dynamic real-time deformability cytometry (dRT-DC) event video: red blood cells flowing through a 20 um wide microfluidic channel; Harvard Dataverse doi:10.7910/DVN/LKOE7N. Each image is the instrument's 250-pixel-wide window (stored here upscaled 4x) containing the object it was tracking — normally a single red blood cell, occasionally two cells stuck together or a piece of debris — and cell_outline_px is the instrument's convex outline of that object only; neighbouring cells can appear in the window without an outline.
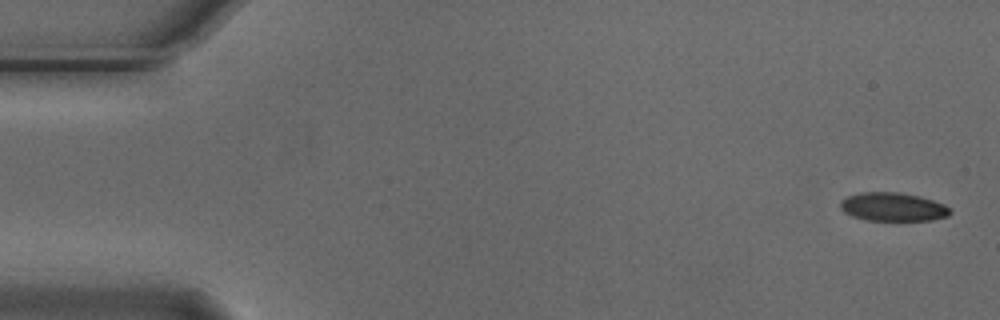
{"species": "Egyptian fruit bat (a non-hibernating species)", "species_latin": "Rousettus aegyptiacus", "temperature_condition": "cold", "stored_images_in_passage": 5, "camera_frame_rate_fps": 3000, "um_per_image_px": 0.085, "animal": {"sex": "male"}, "frame": {"image": 1, "passage_image": 1, "time_ms": 0.0, "image_size_px": [1000, 320], "cell_outline_px": [[952, 212], [948, 216], [932, 220], [864, 220], [852, 216], [844, 212], [840, 208], [840, 200], [848, 196], [860, 192], [896, 192], [920, 196], [944, 204]], "centroid_in_image_um": [75.87, 17.58], "position_along_channel_um": 9.1, "area_um2": 18.26}}
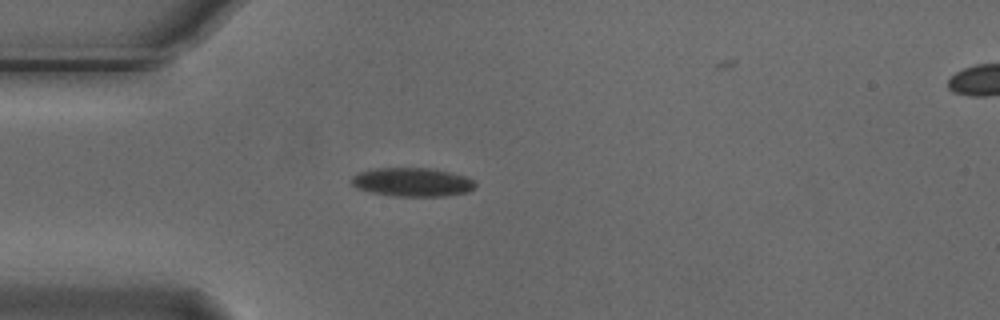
{"frame": {"image": 2, "passage_image": 4, "time_ms": 1.0, "image_size_px": [1000, 320], "cell_outline_px": [[476, 184], [468, 192], [444, 196], [396, 196], [372, 192], [356, 188], [352, 184], [352, 176], [360, 172], [372, 168], [428, 168], [468, 176]], "centroid_in_image_um": [35.04, 15.47], "position_along_channel_um": 50.0, "area_um2": 20.58}}